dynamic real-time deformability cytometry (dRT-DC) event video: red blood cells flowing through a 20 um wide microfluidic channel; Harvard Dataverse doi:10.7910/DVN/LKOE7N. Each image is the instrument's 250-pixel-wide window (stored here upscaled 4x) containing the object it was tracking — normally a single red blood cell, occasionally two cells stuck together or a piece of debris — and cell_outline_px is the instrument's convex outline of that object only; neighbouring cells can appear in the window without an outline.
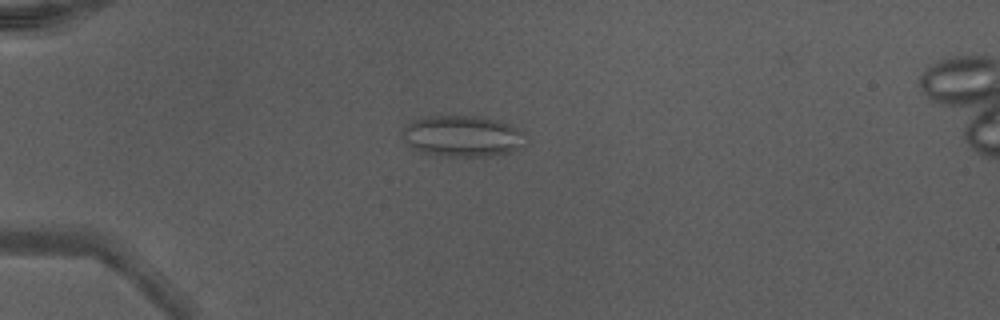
{"species": "Egyptian fruit bat (a non-hibernating species)", "species_latin": "Rousettus aegyptiacus", "temperature_condition": "warm", "stored_images_in_passage": 42, "camera_frame_rate_fps": 3000, "um_per_image_px": 0.085, "animal": {"sex": "male"}, "frame": {"image": 1, "passage_image": 7, "time_ms": 2.0, "image_size_px": [1000, 320], "cell_outline_px": [[528, 144], [512, 152], [488, 156], [440, 156], [420, 152], [412, 148], [404, 140], [404, 128], [412, 120], [424, 116], [476, 116], [496, 120], [520, 128], [524, 132]], "centroid_in_image_um": [39.36, 11.58], "position_along_channel_um": 45.6, "area_um2": 29.88}}
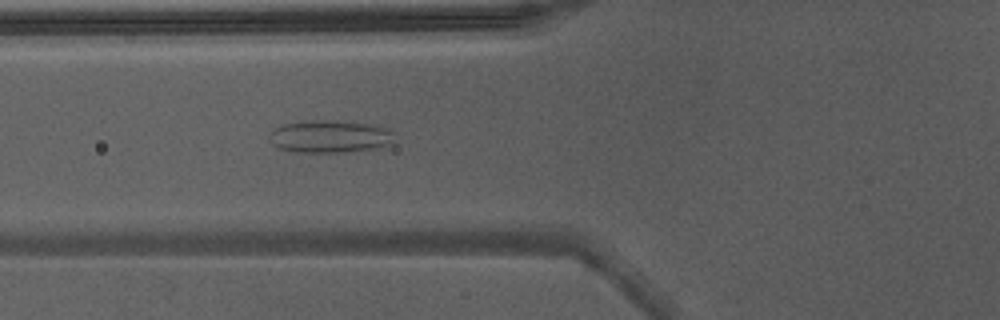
{"frame": {"image": 2, "passage_image": 13, "time_ms": 4.0, "image_size_px": [1000, 320], "cell_outline_px": [[392, 144], [380, 148], [344, 152], [288, 152], [272, 144], [268, 136], [272, 128], [284, 124], [312, 120], [332, 120], [368, 124], [392, 128]], "centroid_in_image_um": [28.02, 11.61], "position_along_channel_um": 97.8, "area_um2": 23.99}, "authors_computed_cell_mechanics": {"area_um2": 22.0796, "velocity_mm_per_s": 4.345, "shape_relaxation_time_tau1_ms": null, "shape_relaxation_time_tau2_ms": 0.9926, "deformation_change_tau1": null, "deformation_change_tau2": 0.1001}}